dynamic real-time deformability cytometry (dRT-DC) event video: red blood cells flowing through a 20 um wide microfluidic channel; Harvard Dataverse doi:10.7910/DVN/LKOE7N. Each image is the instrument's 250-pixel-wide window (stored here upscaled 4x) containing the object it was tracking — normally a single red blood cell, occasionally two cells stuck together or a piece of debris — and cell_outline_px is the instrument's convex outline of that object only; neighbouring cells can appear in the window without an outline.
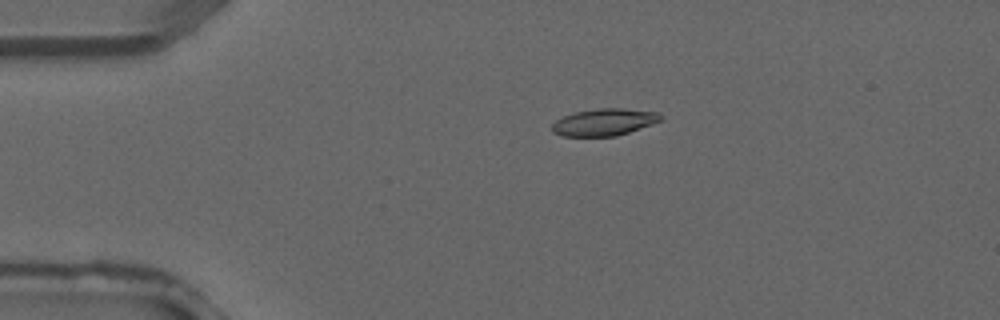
{"species": "common noctule bat (a hibernating species)", "species_latin": "Nyctalus noctula", "temperature_condition": "warm", "stored_images_in_passage": 3, "camera_frame_rate_fps": 3000, "um_per_image_px": 0.085, "animal": {"sex": "male", "forearm_length_mm": 52.5}, "frame": {"image": 1, "passage_image": 2, "time_ms": 0.333, "image_size_px": [1000, 320], "cell_outline_px": [[664, 120], [616, 136], [564, 136], [552, 132], [552, 124], [556, 120], [564, 116], [576, 112], [596, 108], [624, 108], [660, 112], [664, 116]], "centroid_in_image_um": [51.41, 10.37], "position_along_channel_um": 33.6, "area_um2": 17.22}}